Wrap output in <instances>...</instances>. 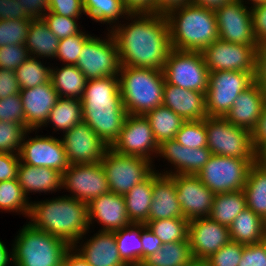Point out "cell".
Returning a JSON list of instances; mask_svg holds the SVG:
<instances>
[{"instance_id":"obj_39","label":"cell","mask_w":266,"mask_h":266,"mask_svg":"<svg viewBox=\"0 0 266 266\" xmlns=\"http://www.w3.org/2000/svg\"><path fill=\"white\" fill-rule=\"evenodd\" d=\"M192 259L189 241L168 242L147 257L141 266H184Z\"/></svg>"},{"instance_id":"obj_7","label":"cell","mask_w":266,"mask_h":266,"mask_svg":"<svg viewBox=\"0 0 266 266\" xmlns=\"http://www.w3.org/2000/svg\"><path fill=\"white\" fill-rule=\"evenodd\" d=\"M207 147L211 154L242 159H259L251 142V132L235 126L224 117L205 118Z\"/></svg>"},{"instance_id":"obj_34","label":"cell","mask_w":266,"mask_h":266,"mask_svg":"<svg viewBox=\"0 0 266 266\" xmlns=\"http://www.w3.org/2000/svg\"><path fill=\"white\" fill-rule=\"evenodd\" d=\"M229 232L233 242L244 245L259 243L264 236L263 219L246 208L233 220Z\"/></svg>"},{"instance_id":"obj_6","label":"cell","mask_w":266,"mask_h":266,"mask_svg":"<svg viewBox=\"0 0 266 266\" xmlns=\"http://www.w3.org/2000/svg\"><path fill=\"white\" fill-rule=\"evenodd\" d=\"M13 266H61L71 247L63 239L23 225L12 244Z\"/></svg>"},{"instance_id":"obj_13","label":"cell","mask_w":266,"mask_h":266,"mask_svg":"<svg viewBox=\"0 0 266 266\" xmlns=\"http://www.w3.org/2000/svg\"><path fill=\"white\" fill-rule=\"evenodd\" d=\"M259 47L234 44L217 39L202 51V55L210 72L242 71L256 73Z\"/></svg>"},{"instance_id":"obj_62","label":"cell","mask_w":266,"mask_h":266,"mask_svg":"<svg viewBox=\"0 0 266 266\" xmlns=\"http://www.w3.org/2000/svg\"><path fill=\"white\" fill-rule=\"evenodd\" d=\"M190 3V0H155V13L167 14L169 11Z\"/></svg>"},{"instance_id":"obj_53","label":"cell","mask_w":266,"mask_h":266,"mask_svg":"<svg viewBox=\"0 0 266 266\" xmlns=\"http://www.w3.org/2000/svg\"><path fill=\"white\" fill-rule=\"evenodd\" d=\"M238 266H266V249L263 243L244 245Z\"/></svg>"},{"instance_id":"obj_50","label":"cell","mask_w":266,"mask_h":266,"mask_svg":"<svg viewBox=\"0 0 266 266\" xmlns=\"http://www.w3.org/2000/svg\"><path fill=\"white\" fill-rule=\"evenodd\" d=\"M0 121L24 125V112L19 93L0 99Z\"/></svg>"},{"instance_id":"obj_52","label":"cell","mask_w":266,"mask_h":266,"mask_svg":"<svg viewBox=\"0 0 266 266\" xmlns=\"http://www.w3.org/2000/svg\"><path fill=\"white\" fill-rule=\"evenodd\" d=\"M251 142L259 159H266V104L262 110L258 123L251 131Z\"/></svg>"},{"instance_id":"obj_65","label":"cell","mask_w":266,"mask_h":266,"mask_svg":"<svg viewBox=\"0 0 266 266\" xmlns=\"http://www.w3.org/2000/svg\"><path fill=\"white\" fill-rule=\"evenodd\" d=\"M12 263H13L12 252H10V250L8 252L6 245L3 243V241L0 240V266H11L13 265Z\"/></svg>"},{"instance_id":"obj_5","label":"cell","mask_w":266,"mask_h":266,"mask_svg":"<svg viewBox=\"0 0 266 266\" xmlns=\"http://www.w3.org/2000/svg\"><path fill=\"white\" fill-rule=\"evenodd\" d=\"M123 105L130 115H145L163 104V70L120 66L118 73Z\"/></svg>"},{"instance_id":"obj_58","label":"cell","mask_w":266,"mask_h":266,"mask_svg":"<svg viewBox=\"0 0 266 266\" xmlns=\"http://www.w3.org/2000/svg\"><path fill=\"white\" fill-rule=\"evenodd\" d=\"M33 19L30 18L17 0H0V20Z\"/></svg>"},{"instance_id":"obj_55","label":"cell","mask_w":266,"mask_h":266,"mask_svg":"<svg viewBox=\"0 0 266 266\" xmlns=\"http://www.w3.org/2000/svg\"><path fill=\"white\" fill-rule=\"evenodd\" d=\"M19 154L0 153V182L17 179Z\"/></svg>"},{"instance_id":"obj_42","label":"cell","mask_w":266,"mask_h":266,"mask_svg":"<svg viewBox=\"0 0 266 266\" xmlns=\"http://www.w3.org/2000/svg\"><path fill=\"white\" fill-rule=\"evenodd\" d=\"M145 224L161 242L188 241L189 221L185 218H169L146 221Z\"/></svg>"},{"instance_id":"obj_69","label":"cell","mask_w":266,"mask_h":266,"mask_svg":"<svg viewBox=\"0 0 266 266\" xmlns=\"http://www.w3.org/2000/svg\"><path fill=\"white\" fill-rule=\"evenodd\" d=\"M263 225H264V235H266V218L263 219Z\"/></svg>"},{"instance_id":"obj_29","label":"cell","mask_w":266,"mask_h":266,"mask_svg":"<svg viewBox=\"0 0 266 266\" xmlns=\"http://www.w3.org/2000/svg\"><path fill=\"white\" fill-rule=\"evenodd\" d=\"M247 208L262 219L266 218V159L254 163L247 175L244 186Z\"/></svg>"},{"instance_id":"obj_67","label":"cell","mask_w":266,"mask_h":266,"mask_svg":"<svg viewBox=\"0 0 266 266\" xmlns=\"http://www.w3.org/2000/svg\"><path fill=\"white\" fill-rule=\"evenodd\" d=\"M239 1H242L244 4H249L251 6H254L255 4H260V3L266 2V0H247L248 3H246V0H239Z\"/></svg>"},{"instance_id":"obj_28","label":"cell","mask_w":266,"mask_h":266,"mask_svg":"<svg viewBox=\"0 0 266 266\" xmlns=\"http://www.w3.org/2000/svg\"><path fill=\"white\" fill-rule=\"evenodd\" d=\"M17 180L24 194L29 199V193H53L62 189V173L48 167H34L20 161ZM47 192V193H46Z\"/></svg>"},{"instance_id":"obj_12","label":"cell","mask_w":266,"mask_h":266,"mask_svg":"<svg viewBox=\"0 0 266 266\" xmlns=\"http://www.w3.org/2000/svg\"><path fill=\"white\" fill-rule=\"evenodd\" d=\"M105 39L91 36L83 45L76 66L87 80L118 76L120 60L118 47L111 32Z\"/></svg>"},{"instance_id":"obj_41","label":"cell","mask_w":266,"mask_h":266,"mask_svg":"<svg viewBox=\"0 0 266 266\" xmlns=\"http://www.w3.org/2000/svg\"><path fill=\"white\" fill-rule=\"evenodd\" d=\"M30 205L31 202L24 194L17 179L0 182V210L18 212L28 217Z\"/></svg>"},{"instance_id":"obj_16","label":"cell","mask_w":266,"mask_h":266,"mask_svg":"<svg viewBox=\"0 0 266 266\" xmlns=\"http://www.w3.org/2000/svg\"><path fill=\"white\" fill-rule=\"evenodd\" d=\"M33 131L37 132L28 130L23 138L19 152L20 161L34 167L52 168L63 174L70 163L62 140L49 135L29 138L28 134Z\"/></svg>"},{"instance_id":"obj_10","label":"cell","mask_w":266,"mask_h":266,"mask_svg":"<svg viewBox=\"0 0 266 266\" xmlns=\"http://www.w3.org/2000/svg\"><path fill=\"white\" fill-rule=\"evenodd\" d=\"M110 192L124 196L153 171V161L137 156L121 155L109 148L100 161Z\"/></svg>"},{"instance_id":"obj_15","label":"cell","mask_w":266,"mask_h":266,"mask_svg":"<svg viewBox=\"0 0 266 266\" xmlns=\"http://www.w3.org/2000/svg\"><path fill=\"white\" fill-rule=\"evenodd\" d=\"M62 188L72 194L69 197L85 203L110 192L101 162L70 164L62 174Z\"/></svg>"},{"instance_id":"obj_37","label":"cell","mask_w":266,"mask_h":266,"mask_svg":"<svg viewBox=\"0 0 266 266\" xmlns=\"http://www.w3.org/2000/svg\"><path fill=\"white\" fill-rule=\"evenodd\" d=\"M158 144L175 139L185 120L163 104L144 115Z\"/></svg>"},{"instance_id":"obj_43","label":"cell","mask_w":266,"mask_h":266,"mask_svg":"<svg viewBox=\"0 0 266 266\" xmlns=\"http://www.w3.org/2000/svg\"><path fill=\"white\" fill-rule=\"evenodd\" d=\"M28 130L20 123L0 121V153L19 154Z\"/></svg>"},{"instance_id":"obj_35","label":"cell","mask_w":266,"mask_h":266,"mask_svg":"<svg viewBox=\"0 0 266 266\" xmlns=\"http://www.w3.org/2000/svg\"><path fill=\"white\" fill-rule=\"evenodd\" d=\"M82 121L81 99L59 97L42 127L51 124L54 131L65 133Z\"/></svg>"},{"instance_id":"obj_46","label":"cell","mask_w":266,"mask_h":266,"mask_svg":"<svg viewBox=\"0 0 266 266\" xmlns=\"http://www.w3.org/2000/svg\"><path fill=\"white\" fill-rule=\"evenodd\" d=\"M91 34L81 31L77 35H71L67 38L59 39L56 59L63 64L76 65L78 57L82 52L84 43L91 37Z\"/></svg>"},{"instance_id":"obj_3","label":"cell","mask_w":266,"mask_h":266,"mask_svg":"<svg viewBox=\"0 0 266 266\" xmlns=\"http://www.w3.org/2000/svg\"><path fill=\"white\" fill-rule=\"evenodd\" d=\"M28 218L33 228L57 236L70 246L83 240L90 230L88 203L68 195L31 201Z\"/></svg>"},{"instance_id":"obj_23","label":"cell","mask_w":266,"mask_h":266,"mask_svg":"<svg viewBox=\"0 0 266 266\" xmlns=\"http://www.w3.org/2000/svg\"><path fill=\"white\" fill-rule=\"evenodd\" d=\"M88 212L90 226L95 221L102 225L99 231L114 232L132 223L127 215L124 196L116 193L109 192L92 199L88 203Z\"/></svg>"},{"instance_id":"obj_9","label":"cell","mask_w":266,"mask_h":266,"mask_svg":"<svg viewBox=\"0 0 266 266\" xmlns=\"http://www.w3.org/2000/svg\"><path fill=\"white\" fill-rule=\"evenodd\" d=\"M163 73L168 84L206 94L210 71L205 65L202 52L172 48L164 64Z\"/></svg>"},{"instance_id":"obj_40","label":"cell","mask_w":266,"mask_h":266,"mask_svg":"<svg viewBox=\"0 0 266 266\" xmlns=\"http://www.w3.org/2000/svg\"><path fill=\"white\" fill-rule=\"evenodd\" d=\"M36 57L29 56L16 70L20 90L42 85L50 81L51 68Z\"/></svg>"},{"instance_id":"obj_64","label":"cell","mask_w":266,"mask_h":266,"mask_svg":"<svg viewBox=\"0 0 266 266\" xmlns=\"http://www.w3.org/2000/svg\"><path fill=\"white\" fill-rule=\"evenodd\" d=\"M234 1L235 0H190V3L208 10L216 11L224 5L230 4Z\"/></svg>"},{"instance_id":"obj_1","label":"cell","mask_w":266,"mask_h":266,"mask_svg":"<svg viewBox=\"0 0 266 266\" xmlns=\"http://www.w3.org/2000/svg\"><path fill=\"white\" fill-rule=\"evenodd\" d=\"M128 19L110 30L120 65L163 70L172 49L166 14H130Z\"/></svg>"},{"instance_id":"obj_47","label":"cell","mask_w":266,"mask_h":266,"mask_svg":"<svg viewBox=\"0 0 266 266\" xmlns=\"http://www.w3.org/2000/svg\"><path fill=\"white\" fill-rule=\"evenodd\" d=\"M50 31L58 38H67L79 34L82 29L77 24L80 18L65 17L53 12H47L42 17ZM79 28V29H78Z\"/></svg>"},{"instance_id":"obj_57","label":"cell","mask_w":266,"mask_h":266,"mask_svg":"<svg viewBox=\"0 0 266 266\" xmlns=\"http://www.w3.org/2000/svg\"><path fill=\"white\" fill-rule=\"evenodd\" d=\"M20 93L15 71L0 69V99Z\"/></svg>"},{"instance_id":"obj_68","label":"cell","mask_w":266,"mask_h":266,"mask_svg":"<svg viewBox=\"0 0 266 266\" xmlns=\"http://www.w3.org/2000/svg\"><path fill=\"white\" fill-rule=\"evenodd\" d=\"M261 242L263 243L265 249H266V235L263 236Z\"/></svg>"},{"instance_id":"obj_2","label":"cell","mask_w":266,"mask_h":266,"mask_svg":"<svg viewBox=\"0 0 266 266\" xmlns=\"http://www.w3.org/2000/svg\"><path fill=\"white\" fill-rule=\"evenodd\" d=\"M81 102L83 121L110 148L128 115L122 102L119 76L88 80Z\"/></svg>"},{"instance_id":"obj_66","label":"cell","mask_w":266,"mask_h":266,"mask_svg":"<svg viewBox=\"0 0 266 266\" xmlns=\"http://www.w3.org/2000/svg\"><path fill=\"white\" fill-rule=\"evenodd\" d=\"M184 266H207V263L204 260L192 259L188 264Z\"/></svg>"},{"instance_id":"obj_60","label":"cell","mask_w":266,"mask_h":266,"mask_svg":"<svg viewBox=\"0 0 266 266\" xmlns=\"http://www.w3.org/2000/svg\"><path fill=\"white\" fill-rule=\"evenodd\" d=\"M130 14L155 13V0H122Z\"/></svg>"},{"instance_id":"obj_45","label":"cell","mask_w":266,"mask_h":266,"mask_svg":"<svg viewBox=\"0 0 266 266\" xmlns=\"http://www.w3.org/2000/svg\"><path fill=\"white\" fill-rule=\"evenodd\" d=\"M32 19L0 20V47L25 44Z\"/></svg>"},{"instance_id":"obj_59","label":"cell","mask_w":266,"mask_h":266,"mask_svg":"<svg viewBox=\"0 0 266 266\" xmlns=\"http://www.w3.org/2000/svg\"><path fill=\"white\" fill-rule=\"evenodd\" d=\"M22 11L33 19L42 18L49 11V0H17Z\"/></svg>"},{"instance_id":"obj_61","label":"cell","mask_w":266,"mask_h":266,"mask_svg":"<svg viewBox=\"0 0 266 266\" xmlns=\"http://www.w3.org/2000/svg\"><path fill=\"white\" fill-rule=\"evenodd\" d=\"M255 81L266 93V44L261 45L257 52Z\"/></svg>"},{"instance_id":"obj_14","label":"cell","mask_w":266,"mask_h":266,"mask_svg":"<svg viewBox=\"0 0 266 266\" xmlns=\"http://www.w3.org/2000/svg\"><path fill=\"white\" fill-rule=\"evenodd\" d=\"M110 148L121 155L137 156L152 161L153 156L157 158L159 144L144 115L128 114L118 139Z\"/></svg>"},{"instance_id":"obj_49","label":"cell","mask_w":266,"mask_h":266,"mask_svg":"<svg viewBox=\"0 0 266 266\" xmlns=\"http://www.w3.org/2000/svg\"><path fill=\"white\" fill-rule=\"evenodd\" d=\"M29 56L25 44L2 46L0 47V69L15 71Z\"/></svg>"},{"instance_id":"obj_11","label":"cell","mask_w":266,"mask_h":266,"mask_svg":"<svg viewBox=\"0 0 266 266\" xmlns=\"http://www.w3.org/2000/svg\"><path fill=\"white\" fill-rule=\"evenodd\" d=\"M255 75L242 71L210 72L205 94L207 115L224 117L238 95L255 82Z\"/></svg>"},{"instance_id":"obj_48","label":"cell","mask_w":266,"mask_h":266,"mask_svg":"<svg viewBox=\"0 0 266 266\" xmlns=\"http://www.w3.org/2000/svg\"><path fill=\"white\" fill-rule=\"evenodd\" d=\"M243 248L244 244L230 241L205 260L207 266H238Z\"/></svg>"},{"instance_id":"obj_31","label":"cell","mask_w":266,"mask_h":266,"mask_svg":"<svg viewBox=\"0 0 266 266\" xmlns=\"http://www.w3.org/2000/svg\"><path fill=\"white\" fill-rule=\"evenodd\" d=\"M154 171L124 195L127 215L132 223H145L153 200Z\"/></svg>"},{"instance_id":"obj_51","label":"cell","mask_w":266,"mask_h":266,"mask_svg":"<svg viewBox=\"0 0 266 266\" xmlns=\"http://www.w3.org/2000/svg\"><path fill=\"white\" fill-rule=\"evenodd\" d=\"M57 15L79 18L85 14L83 0H49V11Z\"/></svg>"},{"instance_id":"obj_26","label":"cell","mask_w":266,"mask_h":266,"mask_svg":"<svg viewBox=\"0 0 266 266\" xmlns=\"http://www.w3.org/2000/svg\"><path fill=\"white\" fill-rule=\"evenodd\" d=\"M163 105L181 116L185 121L205 119V93L180 88L165 82L163 90Z\"/></svg>"},{"instance_id":"obj_22","label":"cell","mask_w":266,"mask_h":266,"mask_svg":"<svg viewBox=\"0 0 266 266\" xmlns=\"http://www.w3.org/2000/svg\"><path fill=\"white\" fill-rule=\"evenodd\" d=\"M24 112V125L29 130H38L48 119L59 95L51 80L42 85L20 90Z\"/></svg>"},{"instance_id":"obj_44","label":"cell","mask_w":266,"mask_h":266,"mask_svg":"<svg viewBox=\"0 0 266 266\" xmlns=\"http://www.w3.org/2000/svg\"><path fill=\"white\" fill-rule=\"evenodd\" d=\"M175 140L188 148L207 147V133L205 119L197 121H185L177 132Z\"/></svg>"},{"instance_id":"obj_63","label":"cell","mask_w":266,"mask_h":266,"mask_svg":"<svg viewBox=\"0 0 266 266\" xmlns=\"http://www.w3.org/2000/svg\"><path fill=\"white\" fill-rule=\"evenodd\" d=\"M63 264L65 266H91L73 246L66 251Z\"/></svg>"},{"instance_id":"obj_54","label":"cell","mask_w":266,"mask_h":266,"mask_svg":"<svg viewBox=\"0 0 266 266\" xmlns=\"http://www.w3.org/2000/svg\"><path fill=\"white\" fill-rule=\"evenodd\" d=\"M253 32L259 46L266 44V2L251 6Z\"/></svg>"},{"instance_id":"obj_56","label":"cell","mask_w":266,"mask_h":266,"mask_svg":"<svg viewBox=\"0 0 266 266\" xmlns=\"http://www.w3.org/2000/svg\"><path fill=\"white\" fill-rule=\"evenodd\" d=\"M140 240L142 243V263L151 254L156 253L163 245L158 236L147 225L141 230Z\"/></svg>"},{"instance_id":"obj_4","label":"cell","mask_w":266,"mask_h":266,"mask_svg":"<svg viewBox=\"0 0 266 266\" xmlns=\"http://www.w3.org/2000/svg\"><path fill=\"white\" fill-rule=\"evenodd\" d=\"M171 47L202 52L219 39L215 11L188 3L166 14Z\"/></svg>"},{"instance_id":"obj_19","label":"cell","mask_w":266,"mask_h":266,"mask_svg":"<svg viewBox=\"0 0 266 266\" xmlns=\"http://www.w3.org/2000/svg\"><path fill=\"white\" fill-rule=\"evenodd\" d=\"M183 217L188 221L209 217L215 194L196 175H171Z\"/></svg>"},{"instance_id":"obj_32","label":"cell","mask_w":266,"mask_h":266,"mask_svg":"<svg viewBox=\"0 0 266 266\" xmlns=\"http://www.w3.org/2000/svg\"><path fill=\"white\" fill-rule=\"evenodd\" d=\"M59 97L81 99L87 78L76 65L63 64L60 68H51L50 78Z\"/></svg>"},{"instance_id":"obj_36","label":"cell","mask_w":266,"mask_h":266,"mask_svg":"<svg viewBox=\"0 0 266 266\" xmlns=\"http://www.w3.org/2000/svg\"><path fill=\"white\" fill-rule=\"evenodd\" d=\"M247 208L244 190L215 194L209 217L229 227L240 212Z\"/></svg>"},{"instance_id":"obj_21","label":"cell","mask_w":266,"mask_h":266,"mask_svg":"<svg viewBox=\"0 0 266 266\" xmlns=\"http://www.w3.org/2000/svg\"><path fill=\"white\" fill-rule=\"evenodd\" d=\"M211 151L208 147L188 148L182 146L175 139L166 140L159 144L157 157L160 156L171 163L174 170L161 171L164 175H196L208 162Z\"/></svg>"},{"instance_id":"obj_27","label":"cell","mask_w":266,"mask_h":266,"mask_svg":"<svg viewBox=\"0 0 266 266\" xmlns=\"http://www.w3.org/2000/svg\"><path fill=\"white\" fill-rule=\"evenodd\" d=\"M169 218H184L176 198L174 179L154 168L153 200L147 221Z\"/></svg>"},{"instance_id":"obj_24","label":"cell","mask_w":266,"mask_h":266,"mask_svg":"<svg viewBox=\"0 0 266 266\" xmlns=\"http://www.w3.org/2000/svg\"><path fill=\"white\" fill-rule=\"evenodd\" d=\"M266 104V93L255 81L235 99L224 118L235 126L252 131Z\"/></svg>"},{"instance_id":"obj_20","label":"cell","mask_w":266,"mask_h":266,"mask_svg":"<svg viewBox=\"0 0 266 266\" xmlns=\"http://www.w3.org/2000/svg\"><path fill=\"white\" fill-rule=\"evenodd\" d=\"M188 241L193 259L206 260L231 241L229 227L210 217L189 221Z\"/></svg>"},{"instance_id":"obj_18","label":"cell","mask_w":266,"mask_h":266,"mask_svg":"<svg viewBox=\"0 0 266 266\" xmlns=\"http://www.w3.org/2000/svg\"><path fill=\"white\" fill-rule=\"evenodd\" d=\"M61 138L70 164L100 162L109 146L84 121L66 131Z\"/></svg>"},{"instance_id":"obj_25","label":"cell","mask_w":266,"mask_h":266,"mask_svg":"<svg viewBox=\"0 0 266 266\" xmlns=\"http://www.w3.org/2000/svg\"><path fill=\"white\" fill-rule=\"evenodd\" d=\"M84 239L87 241H77L73 247L91 266H127L119 256L114 232L98 230L90 239Z\"/></svg>"},{"instance_id":"obj_17","label":"cell","mask_w":266,"mask_h":266,"mask_svg":"<svg viewBox=\"0 0 266 266\" xmlns=\"http://www.w3.org/2000/svg\"><path fill=\"white\" fill-rule=\"evenodd\" d=\"M219 39L234 44L259 46L254 32L251 7L242 1L224 5L215 11Z\"/></svg>"},{"instance_id":"obj_30","label":"cell","mask_w":266,"mask_h":266,"mask_svg":"<svg viewBox=\"0 0 266 266\" xmlns=\"http://www.w3.org/2000/svg\"><path fill=\"white\" fill-rule=\"evenodd\" d=\"M58 44L59 39L50 31L42 18L31 20L25 42L31 57L55 59Z\"/></svg>"},{"instance_id":"obj_8","label":"cell","mask_w":266,"mask_h":266,"mask_svg":"<svg viewBox=\"0 0 266 266\" xmlns=\"http://www.w3.org/2000/svg\"><path fill=\"white\" fill-rule=\"evenodd\" d=\"M258 160L212 154L196 176L214 194L240 191L244 189L250 167Z\"/></svg>"},{"instance_id":"obj_33","label":"cell","mask_w":266,"mask_h":266,"mask_svg":"<svg viewBox=\"0 0 266 266\" xmlns=\"http://www.w3.org/2000/svg\"><path fill=\"white\" fill-rule=\"evenodd\" d=\"M145 223H131L130 225L114 231L119 256L127 266L142 265L141 230Z\"/></svg>"},{"instance_id":"obj_38","label":"cell","mask_w":266,"mask_h":266,"mask_svg":"<svg viewBox=\"0 0 266 266\" xmlns=\"http://www.w3.org/2000/svg\"><path fill=\"white\" fill-rule=\"evenodd\" d=\"M83 8L86 16L92 21L103 25L109 24V27L112 25L108 31L121 22L120 18L129 20L127 18L130 13L126 10L122 0H83Z\"/></svg>"}]
</instances>
